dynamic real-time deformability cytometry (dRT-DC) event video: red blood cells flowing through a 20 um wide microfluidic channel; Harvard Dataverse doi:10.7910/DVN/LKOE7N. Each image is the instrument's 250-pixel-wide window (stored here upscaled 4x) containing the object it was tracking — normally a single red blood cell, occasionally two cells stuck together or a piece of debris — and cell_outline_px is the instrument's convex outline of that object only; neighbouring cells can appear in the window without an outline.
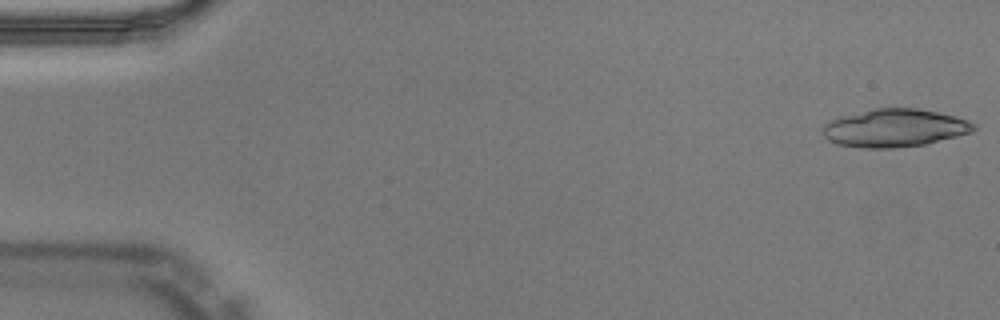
{"species": "Egyptian fruit bat (a non-hibernating species)", "species_latin": "Rousettus aegyptiacus", "temperature_condition": "warm", "stored_images_in_passage": 16, "camera_frame_rate_fps": 3000, "um_per_image_px": 0.085, "animal": {"sex": "male"}, "frame": {"image": 1, "passage_image": 1, "time_ms": 0.0, "image_size_px": [1000, 320], "cell_outline_px": [[976, 128], [972, 132], [924, 144], [892, 148], [860, 148], [836, 144], [828, 140], [824, 136], [824, 124], [840, 116], [872, 108], [920, 108], [956, 116], [968, 120], [976, 124]], "centroid_in_image_um": [76.04, 10.87], "position_along_channel_um": 9.0, "area_um2": 33.47}}
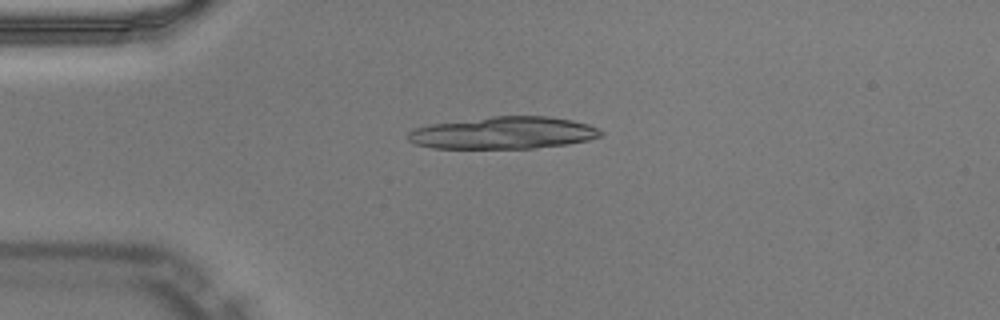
{"frame": {"image": 2, "passage_image": 12, "time_ms": 3.667, "image_size_px": [1000, 320], "cell_outline_px": [[604, 136], [588, 140], [568, 144], [536, 148], [432, 148], [416, 144], [408, 140], [408, 132], [412, 128], [428, 124], [492, 116], [548, 116], [572, 120], [588, 124], [600, 128], [604, 132]], "centroid_in_image_um": [42.82, 11.29], "position_along_channel_um": 42.2, "area_um2": 36.53}}